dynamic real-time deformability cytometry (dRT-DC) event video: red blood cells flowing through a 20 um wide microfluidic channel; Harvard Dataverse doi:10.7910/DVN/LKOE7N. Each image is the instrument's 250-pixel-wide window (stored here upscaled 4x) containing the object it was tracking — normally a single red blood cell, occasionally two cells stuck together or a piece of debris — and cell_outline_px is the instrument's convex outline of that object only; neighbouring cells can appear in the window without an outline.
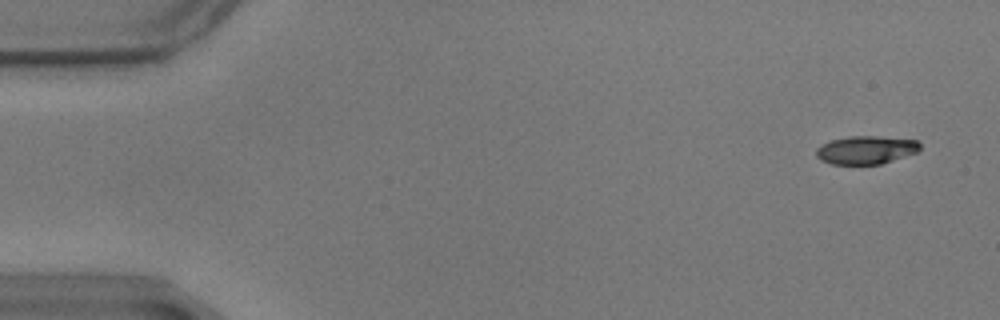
{"species": "common noctule bat (a hibernating species)", "species_latin": "Nyctalus noctula", "temperature_condition": "warm", "stored_images_in_passage": 18, "camera_frame_rate_fps": 3000, "um_per_image_px": 0.085, "animal": {"sex": "male", "body_mass_g": 17.9}, "frame": {"image": 1, "passage_image": 3, "time_ms": 0.667, "image_size_px": [1000, 320], "cell_outline_px": [[920, 148], [916, 152], [880, 164], [832, 164], [820, 160], [816, 156], [816, 148], [832, 140], [848, 136], [876, 136], [916, 140], [920, 144]], "centroid_in_image_um": [73.58, 12.74], "position_along_channel_um": 11.4, "area_um2": 16.82}}
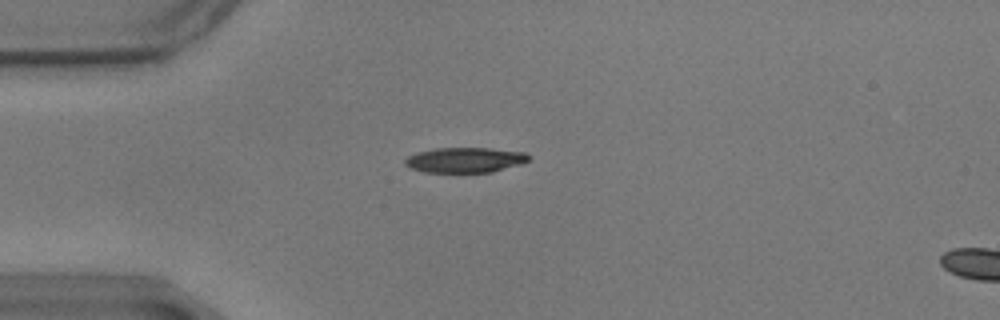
{"frame": {"image": 2, "passage_image": 15, "time_ms": 4.667, "image_size_px": [1000, 320], "cell_outline_px": [[532, 156], [528, 160], [520, 164], [492, 172], [424, 172], [408, 168], [404, 164], [404, 160], [408, 156], [416, 152], [436, 148], [488, 148], [524, 152]], "centroid_in_image_um": [39.49, 13.6], "position_along_channel_um": 45.5, "area_um2": 18.21}}